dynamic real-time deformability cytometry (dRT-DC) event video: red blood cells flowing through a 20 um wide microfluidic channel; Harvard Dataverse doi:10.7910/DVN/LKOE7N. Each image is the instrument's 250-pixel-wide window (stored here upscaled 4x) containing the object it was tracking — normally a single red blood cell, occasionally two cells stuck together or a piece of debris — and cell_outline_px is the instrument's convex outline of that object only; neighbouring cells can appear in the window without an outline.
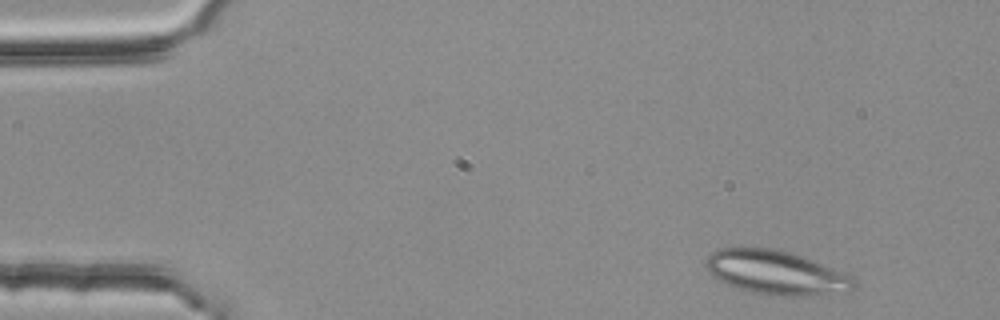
{"species": "common noctule bat (a hibernating species)", "species_latin": "Nyctalus noctula", "temperature_condition": "room temperature", "stored_images_in_passage": 3, "camera_frame_rate_fps": 3000, "um_per_image_px": 0.085, "animal": {"sex": "female", "body_mass_g": 25.1}, "frame": {"image": 1, "passage_image": 1, "time_ms": 0.0, "image_size_px": [1000, 320], "cell_outline_px": [[856, 288], [852, 292], [808, 296], [772, 296], [752, 292], [736, 288], [712, 276], [708, 272], [704, 264], [708, 256], [716, 248], [740, 244], [780, 248], [804, 256], [844, 272], [852, 276], [856, 280]], "centroid_in_image_um": [65.96, 23.12], "position_along_channel_um": 19.0, "area_um2": 39.71}}